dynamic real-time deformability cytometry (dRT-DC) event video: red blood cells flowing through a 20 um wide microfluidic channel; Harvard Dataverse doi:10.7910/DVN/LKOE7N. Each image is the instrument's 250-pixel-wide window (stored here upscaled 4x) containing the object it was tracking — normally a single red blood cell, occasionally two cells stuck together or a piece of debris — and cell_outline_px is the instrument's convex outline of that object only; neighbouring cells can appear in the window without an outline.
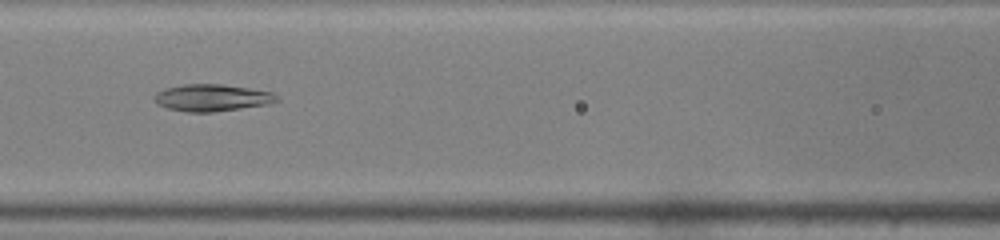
{"species": "common noctule bat (a hibernating species)", "species_latin": "Nyctalus noctula", "temperature_condition": "warm", "stored_images_in_passage": 49, "camera_frame_rate_fps": 3000, "um_per_image_px": 0.085, "animal": {"sex": "male", "body_mass_g": 19.0, "forearm_length_mm": 50.8}, "frame": {"image": 1, "passage_image": 22, "time_ms": 7.0, "image_size_px": [1000, 240], "cell_outline_px": [[280, 100], [268, 104], [212, 112], [188, 112], [168, 108], [160, 104], [156, 100], [156, 92], [164, 88], [184, 84], [224, 84], [272, 92]], "centroid_in_image_um": [18.04, 8.3], "position_along_channel_um": 148.6, "area_um2": 18.96}}
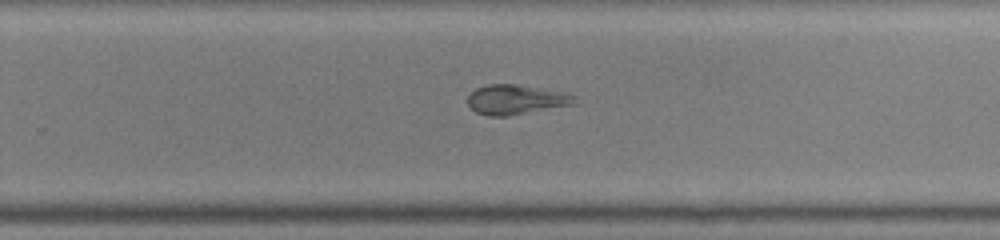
{"frame": {"image": 2, "passage_image": 32, "time_ms": 10.333, "image_size_px": [1000, 240], "cell_outline_px": [[576, 104], [508, 116], [488, 116], [476, 112], [468, 104], [468, 96], [476, 88], [488, 84], [516, 84], [568, 92], [576, 96]], "centroid_in_image_um": [43.9, 8.46], "position_along_channel_um": 285.9, "area_um2": 18.67}}
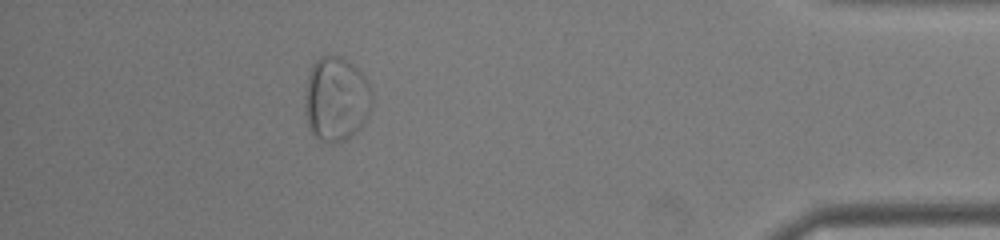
{"frame": {"image": 3, "passage_image": 44, "time_ms": 14.333, "image_size_px": [1000, 240], "cell_outline_px": [[372, 108], [360, 124], [344, 140], [332, 144], [320, 140], [308, 128], [304, 108], [304, 100], [308, 76], [312, 64], [320, 56], [340, 56], [352, 64], [364, 76], [372, 92]], "centroid_in_image_um": [28.54, 8.4], "position_along_channel_um": 406.7, "area_um2": 32.71}}